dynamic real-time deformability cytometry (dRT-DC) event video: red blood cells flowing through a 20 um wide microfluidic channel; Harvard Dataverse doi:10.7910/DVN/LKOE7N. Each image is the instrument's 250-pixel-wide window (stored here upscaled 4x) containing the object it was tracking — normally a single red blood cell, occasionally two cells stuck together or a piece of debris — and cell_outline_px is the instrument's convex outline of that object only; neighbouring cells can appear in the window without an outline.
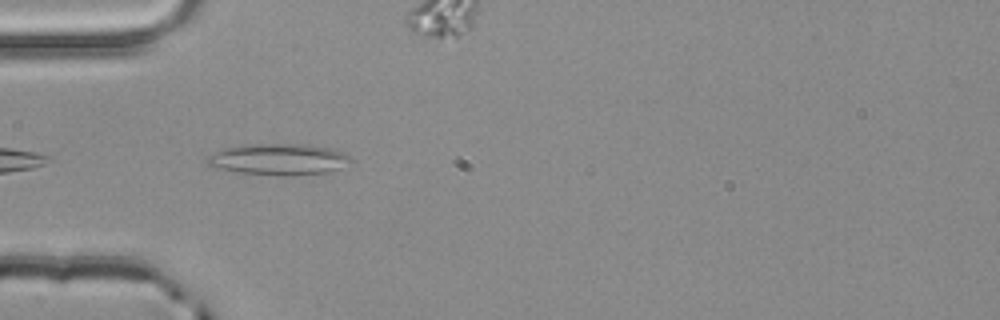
{"species": "common noctule bat (a hibernating species)", "species_latin": "Nyctalus noctula", "temperature_condition": "room temperature", "stored_images_in_passage": 2, "camera_frame_rate_fps": 3000, "um_per_image_px": 0.085, "animal": {"sex": "male", "body_mass_g": 20.4}, "frame": {"image": 1, "passage_image": 1, "time_ms": 0.0, "image_size_px": [1000, 320], "cell_outline_px": [[352, 160], [340, 168], [328, 172], [284, 176], [240, 172], [212, 168], [208, 164], [208, 156], [216, 152], [228, 148], [248, 144], [308, 144], [332, 148], [344, 152]], "centroid_in_image_um": [23.72, 13.54], "position_along_channel_um": 61.3, "area_um2": 26.01}}